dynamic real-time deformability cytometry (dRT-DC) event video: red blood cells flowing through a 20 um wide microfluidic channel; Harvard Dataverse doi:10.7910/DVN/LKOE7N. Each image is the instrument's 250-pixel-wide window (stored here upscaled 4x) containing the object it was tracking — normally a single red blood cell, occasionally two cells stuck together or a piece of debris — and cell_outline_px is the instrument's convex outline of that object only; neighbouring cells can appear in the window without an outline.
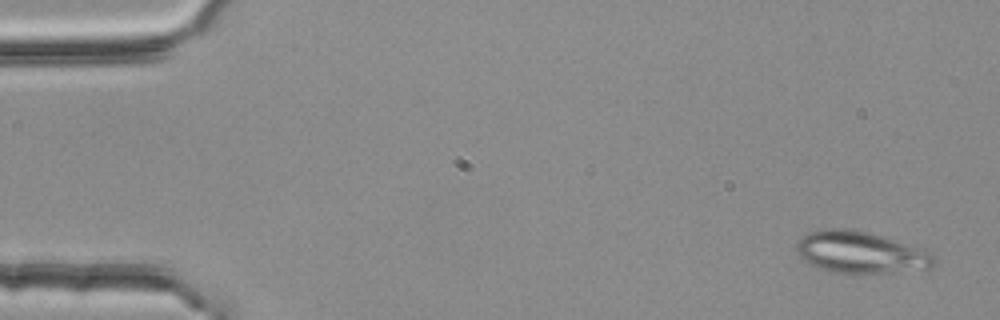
{"species": "common noctule bat (a hibernating species)", "species_latin": "Nyctalus noctula", "temperature_condition": "room temperature", "stored_images_in_passage": 4, "camera_frame_rate_fps": 3000, "um_per_image_px": 0.085, "animal": {"sex": "female", "body_mass_g": 25.1}, "frame": {"image": 1, "passage_image": 1, "time_ms": 0.0, "image_size_px": [1000, 320], "cell_outline_px": [[936, 264], [928, 268], [888, 272], [836, 272], [820, 268], [804, 260], [796, 252], [796, 244], [808, 232], [828, 228], [844, 228], [868, 232], [924, 248], [932, 252], [936, 256]], "centroid_in_image_um": [73.19, 21.43], "position_along_channel_um": 11.8, "area_um2": 33.12}}